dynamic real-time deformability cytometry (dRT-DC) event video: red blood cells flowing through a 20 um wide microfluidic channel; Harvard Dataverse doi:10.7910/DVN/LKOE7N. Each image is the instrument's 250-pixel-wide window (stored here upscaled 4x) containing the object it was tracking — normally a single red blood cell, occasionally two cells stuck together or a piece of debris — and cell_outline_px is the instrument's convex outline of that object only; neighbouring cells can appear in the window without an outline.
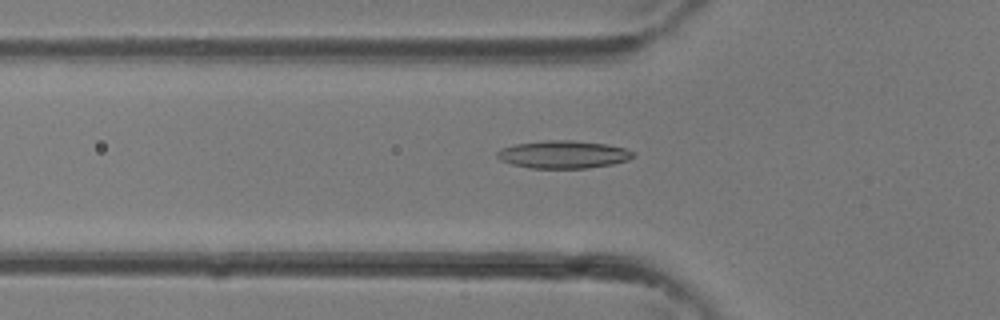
{"species": "common noctule bat (a hibernating species)", "species_latin": "Nyctalus noctula", "temperature_condition": "room temperature", "stored_images_in_passage": 38, "segment_of_instrument_passage": [1, 2], "camera_frame_rate_fps": 3000, "um_per_image_px": 0.085, "animal": {"sex": "female"}, "frame": {"image": 1, "passage_image": 13, "time_ms": 4.0, "image_size_px": [1000, 320], "cell_outline_px": [[636, 156], [628, 160], [612, 164], [588, 168], [528, 168], [512, 164], [500, 160], [496, 156], [496, 152], [500, 148], [516, 144], [544, 140], [576, 140], [608, 144], [624, 148], [636, 152]], "centroid_in_image_um": [47.9, 13.12], "position_along_channel_um": 77.9, "area_um2": 22.25}}
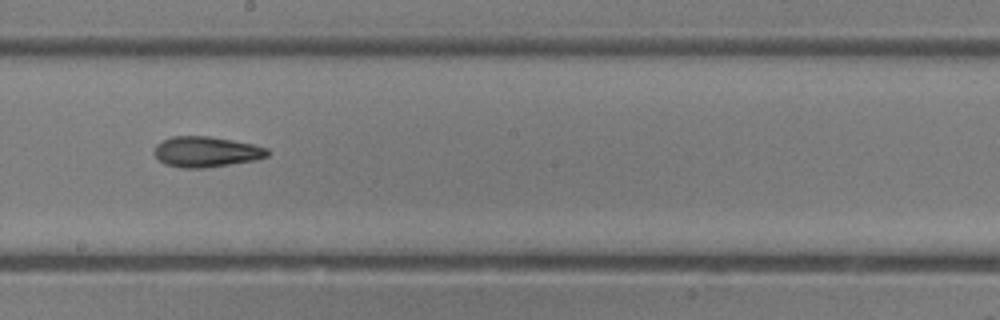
{"frame": {"image": 2, "passage_image": 21, "time_ms": 6.667, "image_size_px": [1000, 320], "cell_outline_px": [[268, 156], [256, 160], [204, 168], [180, 168], [164, 164], [152, 152], [156, 144], [172, 136], [208, 136], [232, 140], [252, 144], [268, 148]], "centroid_in_image_um": [17.5, 12.91], "position_along_channel_um": 230.7, "area_um2": 20.17}}
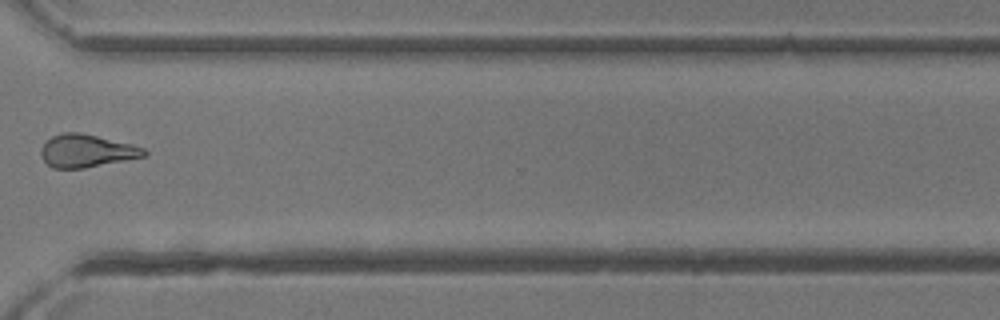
{"frame": {"image": 3, "passage_image": 28, "time_ms": 9.0, "image_size_px": [1000, 320], "cell_outline_px": [[148, 156], [84, 168], [52, 168], [44, 160], [40, 152], [40, 148], [52, 136], [64, 132], [80, 132], [132, 144], [144, 148], [148, 152]], "centroid_in_image_um": [7.39, 12.82], "position_along_channel_um": 363.2, "area_um2": 19.71}}